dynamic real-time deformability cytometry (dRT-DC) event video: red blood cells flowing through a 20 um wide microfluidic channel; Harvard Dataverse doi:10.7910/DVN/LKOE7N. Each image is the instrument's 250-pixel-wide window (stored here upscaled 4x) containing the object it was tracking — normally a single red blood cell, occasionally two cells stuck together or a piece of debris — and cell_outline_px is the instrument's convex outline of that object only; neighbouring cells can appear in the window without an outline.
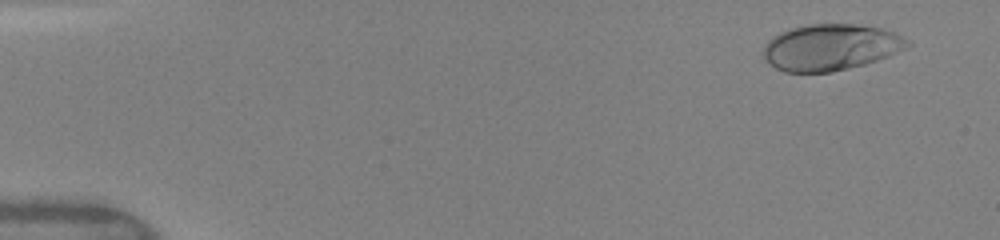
{"species": "human", "species_latin": "Homo sapiens", "temperature_condition": "warm", "stored_images_in_passage": 49, "camera_frame_rate_fps": 3000, "um_per_image_px": 0.085, "donor": {"sex": "female"}, "frame": {"image": 1, "passage_image": 3, "time_ms": 0.667, "image_size_px": [1000, 240], "cell_outline_px": [[912, 44], [888, 56], [864, 64], [832, 72], [784, 72], [776, 68], [764, 56], [764, 44], [768, 40], [780, 32], [792, 28], [808, 24], [856, 24], [884, 28], [896, 32], [912, 40]], "centroid_in_image_um": [70.65, 4.0], "position_along_channel_um": 14.3, "area_um2": 38.9}}
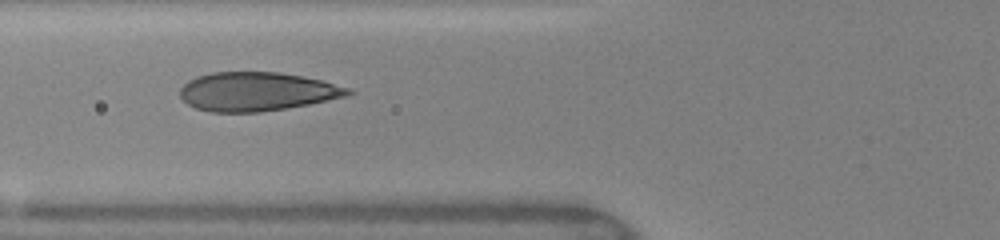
{"frame": {"image": 2, "passage_image": 19, "time_ms": 6.0, "image_size_px": [1000, 240], "cell_outline_px": [[356, 92], [348, 96], [308, 104], [260, 112], [212, 112], [196, 108], [188, 104], [180, 96], [180, 88], [188, 80], [196, 76], [212, 72], [280, 72], [320, 80], [348, 88]], "centroid_in_image_um": [21.81, 7.78], "position_along_channel_um": 104.0, "area_um2": 37.8}}
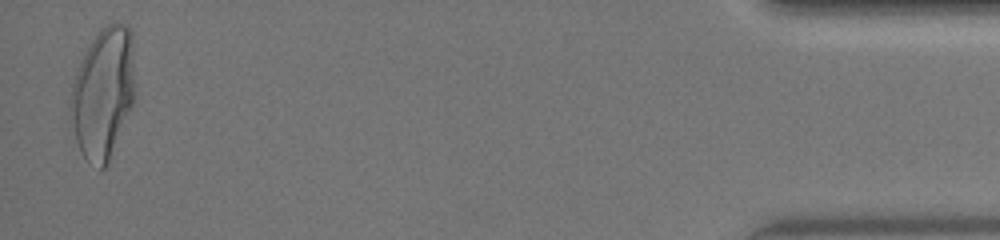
{"frame": {"image": 3, "passage_image": 48, "time_ms": 15.667, "image_size_px": [1000, 240], "cell_outline_px": [[132, 104], [108, 164], [100, 172], [80, 152], [76, 140], [72, 120], [72, 84], [80, 60], [88, 44], [96, 32], [100, 28], [108, 24], [128, 24], [132, 32]], "centroid_in_image_um": [8.75, 7.9], "position_along_channel_um": 426.5, "area_um2": 48.32}, "authors_computed_cell_mechanics": {"area_um2": 38.6104, "velocity_mm_per_s": 4.1203, "shape_relaxation_time_tau1_ms": 3.5245, "shape_relaxation_time_tau2_ms": null, "deformation_change_tau1": 0.1878, "deformation_change_tau2": null}}